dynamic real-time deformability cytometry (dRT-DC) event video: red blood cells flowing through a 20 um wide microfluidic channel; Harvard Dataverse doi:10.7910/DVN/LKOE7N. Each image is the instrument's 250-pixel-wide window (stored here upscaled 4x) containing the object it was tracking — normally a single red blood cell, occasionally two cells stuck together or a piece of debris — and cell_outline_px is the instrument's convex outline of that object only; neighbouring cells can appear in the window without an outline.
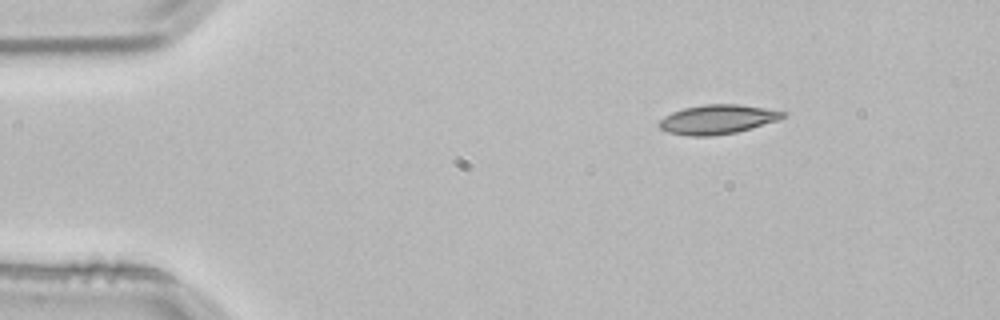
{"species": "common noctule bat (a hibernating species)", "species_latin": "Nyctalus noctula", "temperature_condition": "room temperature", "stored_images_in_passage": 2, "camera_frame_rate_fps": 3000, "um_per_image_px": 0.085, "animal": {"sex": "male", "body_mass_g": 21.5, "forearm_length_mm": 52.0}, "frame": {"image": 1, "passage_image": 1, "time_ms": 0.0, "image_size_px": [1000, 320], "cell_outline_px": [[788, 112], [780, 120], [736, 132], [712, 136], [688, 136], [668, 132], [660, 128], [656, 124], [664, 116], [672, 112], [684, 108], [704, 104], [736, 104], [764, 108]], "centroid_in_image_um": [60.97, 10.15], "position_along_channel_um": 24.0, "area_um2": 21.15}}